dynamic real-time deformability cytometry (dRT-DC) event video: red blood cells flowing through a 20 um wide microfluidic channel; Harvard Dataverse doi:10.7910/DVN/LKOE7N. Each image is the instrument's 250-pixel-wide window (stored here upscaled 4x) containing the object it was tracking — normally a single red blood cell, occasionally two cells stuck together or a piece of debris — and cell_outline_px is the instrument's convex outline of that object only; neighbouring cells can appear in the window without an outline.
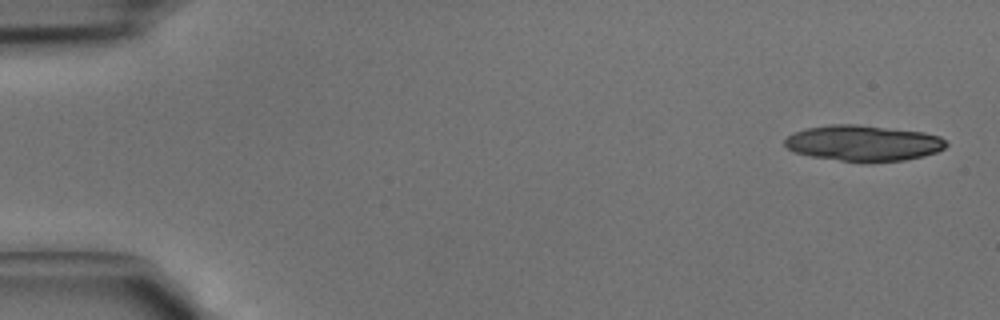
{"species": "common noctule bat (a hibernating species)", "species_latin": "Nyctalus noctula", "temperature_condition": "cold", "stored_images_in_passage": 5, "camera_frame_rate_fps": 3000, "um_per_image_px": 0.085, "animal": {"sex": "male", "body_mass_g": 15.6}, "frame": {"image": 1, "passage_image": 1, "time_ms": 0.0, "image_size_px": [1000, 320], "cell_outline_px": [[948, 144], [944, 148], [936, 152], [924, 156], [904, 160], [840, 160], [812, 156], [796, 152], [788, 148], [784, 144], [784, 140], [792, 132], [804, 128], [828, 124], [856, 124], [924, 132], [940, 136]], "centroid_in_image_um": [73.36, 12.13], "position_along_channel_um": 11.6, "area_um2": 33.18}}